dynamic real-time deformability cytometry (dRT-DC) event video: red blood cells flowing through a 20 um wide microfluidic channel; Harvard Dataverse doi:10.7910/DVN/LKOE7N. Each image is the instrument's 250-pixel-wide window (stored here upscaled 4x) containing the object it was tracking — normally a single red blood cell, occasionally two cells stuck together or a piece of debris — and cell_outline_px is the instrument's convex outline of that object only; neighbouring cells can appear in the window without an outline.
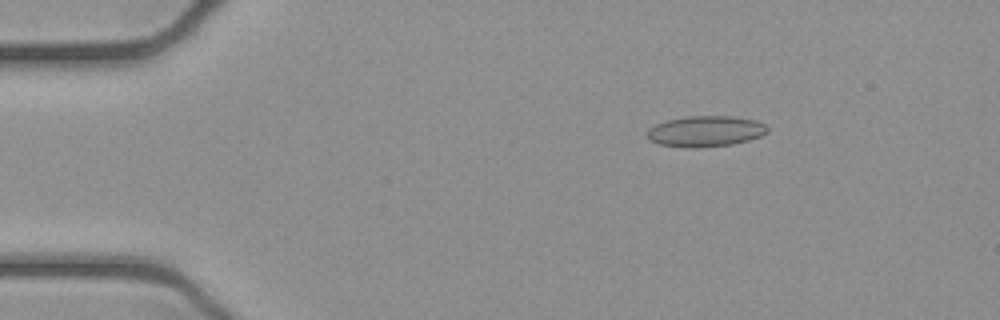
{"species": "common noctule bat (a hibernating species)", "species_latin": "Nyctalus noctula", "temperature_condition": "cold", "stored_images_in_passage": 45, "camera_frame_rate_fps": 3000, "um_per_image_px": 0.085, "animal": {"sex": "female", "body_mass_g": 21.9}, "frame": {"image": 1, "passage_image": 1, "time_ms": 0.0, "image_size_px": [1000, 320], "cell_outline_px": [[768, 132], [760, 136], [748, 140], [732, 144], [700, 148], [684, 148], [660, 144], [648, 140], [648, 128], [656, 124], [668, 120], [688, 116], [732, 116], [756, 120], [764, 124], [768, 128]], "centroid_in_image_um": [59.97, 11.16], "position_along_channel_um": 25.0, "area_um2": 21.68}}
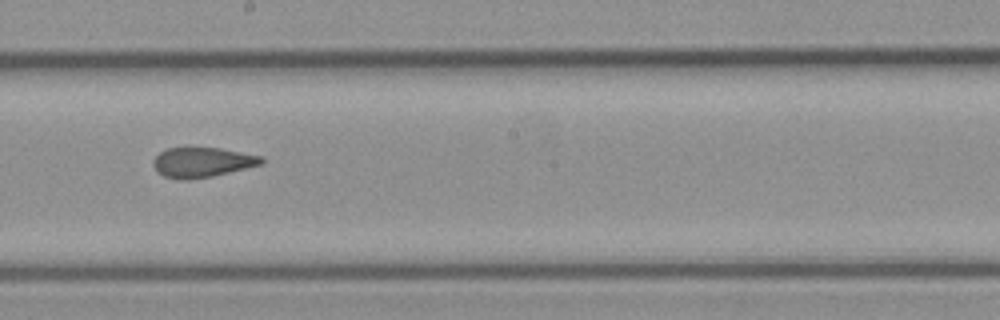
{"frame": {"image": 2, "passage_image": 22, "time_ms": 7.0, "image_size_px": [1000, 320], "cell_outline_px": [[264, 164], [212, 176], [188, 180], [176, 180], [164, 176], [156, 172], [152, 164], [152, 160], [160, 152], [168, 148], [220, 148], [264, 156]], "centroid_in_image_um": [17.18, 13.8], "position_along_channel_um": 231.0, "area_um2": 19.07}}
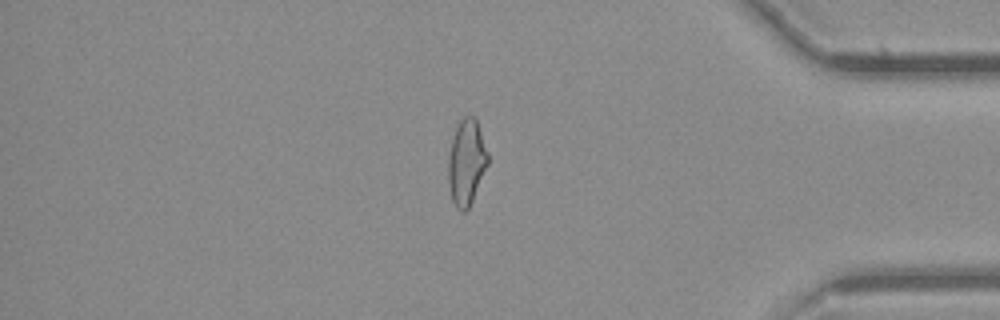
{"frame": {"image": 3, "passage_image": 37, "time_ms": 12.0, "image_size_px": [1000, 320], "cell_outline_px": [[488, 164], [472, 200], [468, 208], [464, 212], [460, 212], [456, 208], [452, 200], [448, 184], [448, 156], [452, 140], [456, 128], [460, 120], [464, 116], [472, 116], [476, 120], [488, 152]], "centroid_in_image_um": [39.63, 13.82], "position_along_channel_um": 395.6, "area_um2": 19.59}, "authors_computed_cell_mechanics": {"area_um2": 19.941, "velocity_mm_per_s": 3.9171, "shape_relaxation_time_tau1_ms": null, "shape_relaxation_time_tau2_ms": 1.6598, "deformation_change_tau1": null, "deformation_change_tau2": 0.0969}}